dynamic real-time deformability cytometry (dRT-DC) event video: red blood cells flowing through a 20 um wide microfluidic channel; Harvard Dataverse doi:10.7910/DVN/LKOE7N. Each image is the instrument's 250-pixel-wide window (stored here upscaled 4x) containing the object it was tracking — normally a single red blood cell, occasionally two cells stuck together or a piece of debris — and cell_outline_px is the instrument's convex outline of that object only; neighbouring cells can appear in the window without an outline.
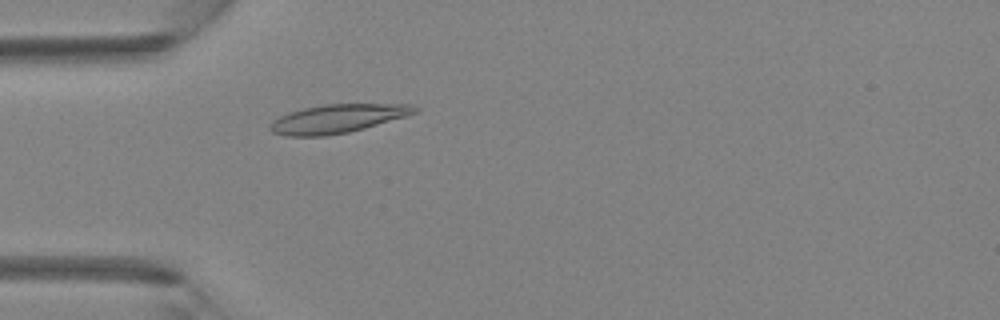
{"species": "Egyptian fruit bat (a non-hibernating species)", "species_latin": "Rousettus aegyptiacus", "temperature_condition": "room temperature", "stored_images_in_passage": 42, "camera_frame_rate_fps": 3000, "um_per_image_px": 0.085, "animal": {"sex": "female"}, "frame": {"image": 1, "passage_image": 11, "time_ms": 3.333, "image_size_px": [1000, 320], "cell_outline_px": [[420, 112], [364, 128], [348, 132], [324, 136], [288, 136], [272, 132], [268, 128], [268, 124], [272, 120], [288, 112], [304, 108], [324, 104], [412, 104], [420, 108]], "centroid_in_image_um": [28.69, 10.08], "position_along_channel_um": 56.3, "area_um2": 24.22}}
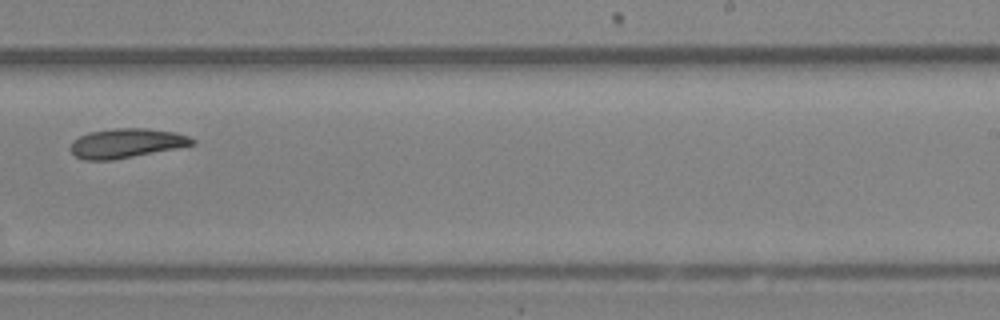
{"frame": {"image": 2, "passage_image": 26, "time_ms": 8.333, "image_size_px": [1000, 320], "cell_outline_px": [[196, 144], [176, 148], [112, 160], [84, 160], [76, 156], [68, 148], [72, 140], [88, 132], [112, 128], [148, 128], [176, 132], [188, 136], [196, 140]], "centroid_in_image_um": [10.72, 12.16], "position_along_channel_um": 278.3, "area_um2": 20.98}}
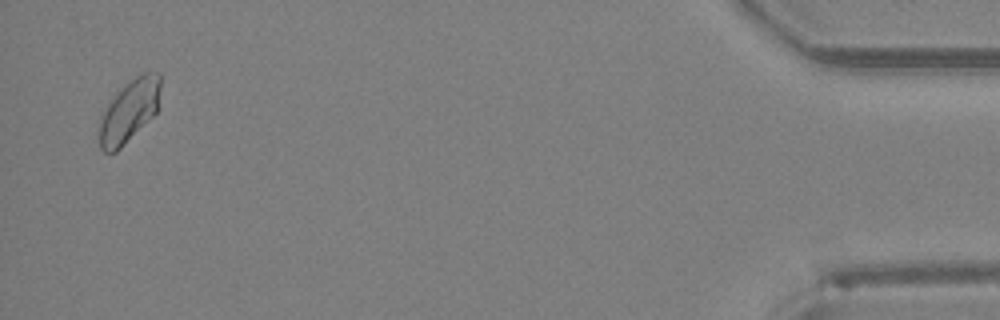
{"frame": {"image": 3, "passage_image": 41, "time_ms": 13.333, "image_size_px": [1000, 320], "cell_outline_px": [[160, 88], [156, 112], [116, 152], [104, 152], [100, 148], [96, 132], [100, 116], [112, 96], [116, 92], [136, 76], [144, 72], [160, 72]], "centroid_in_image_um": [10.91, 9.44], "position_along_channel_um": 424.3, "area_um2": 22.37}}